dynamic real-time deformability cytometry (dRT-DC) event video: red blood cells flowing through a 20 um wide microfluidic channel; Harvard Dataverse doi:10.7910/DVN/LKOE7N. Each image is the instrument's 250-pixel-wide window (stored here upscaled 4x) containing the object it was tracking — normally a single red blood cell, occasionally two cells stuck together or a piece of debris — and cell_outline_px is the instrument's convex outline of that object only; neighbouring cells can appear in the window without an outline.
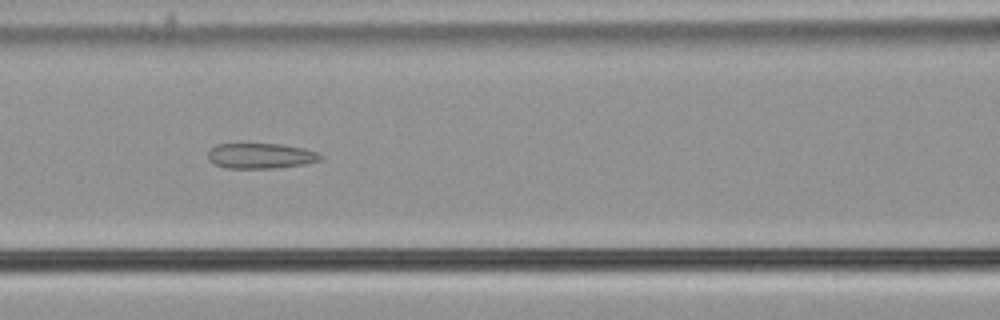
{"species": "common noctule bat (a hibernating species)", "species_latin": "Nyctalus noctula", "temperature_condition": "cold", "stored_images_in_passage": 41, "camera_frame_rate_fps": 3000, "um_per_image_px": 0.085, "animal": {"sex": "male", "body_mass_g": 21.5, "forearm_length_mm": 52.0}, "frame": {"image": 1, "passage_image": 13, "time_ms": 4.0, "image_size_px": [1000, 320], "cell_outline_px": [[324, 156], [320, 160], [304, 164], [276, 168], [224, 168], [208, 160], [208, 152], [216, 144], [280, 144], [304, 148], [316, 152]], "centroid_in_image_um": [22.16, 13.25], "position_along_channel_um": 144.4, "area_um2": 16.59}}
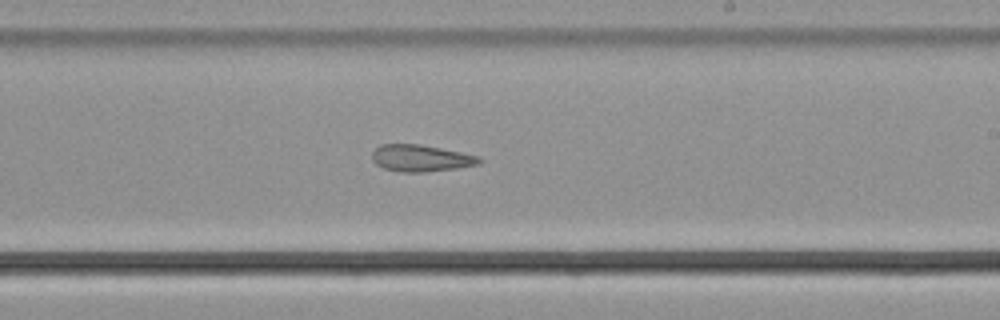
{"frame": {"image": 2, "passage_image": 22, "time_ms": 7.0, "image_size_px": [1000, 320], "cell_outline_px": [[484, 160], [480, 164], [456, 168], [424, 172], [400, 172], [384, 168], [376, 164], [372, 160], [372, 152], [380, 144], [420, 144], [480, 156]], "centroid_in_image_um": [35.78, 13.44], "position_along_channel_um": 253.2, "area_um2": 16.76}}
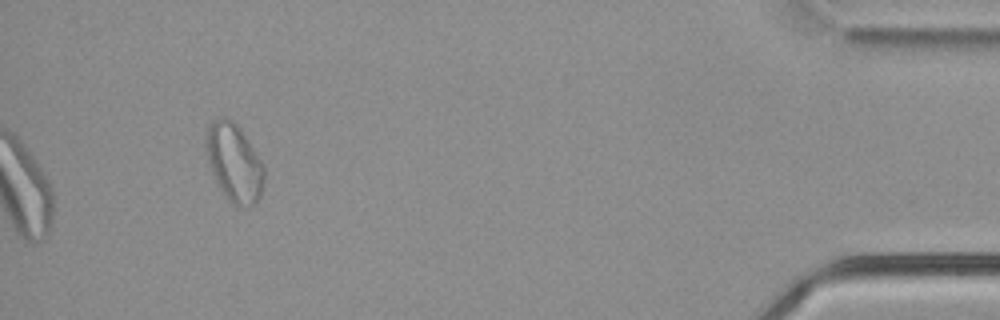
{"frame": {"image": 3, "passage_image": 41, "time_ms": 13.333, "image_size_px": [1000, 320], "cell_outline_px": [[264, 180], [260, 196], [252, 204], [240, 208], [232, 204], [224, 196], [212, 172], [208, 160], [204, 144], [204, 136], [212, 120], [220, 116], [224, 116], [236, 124], [240, 128], [264, 164]], "centroid_in_image_um": [19.88, 13.81], "position_along_channel_um": 415.3, "area_um2": 26.53}}